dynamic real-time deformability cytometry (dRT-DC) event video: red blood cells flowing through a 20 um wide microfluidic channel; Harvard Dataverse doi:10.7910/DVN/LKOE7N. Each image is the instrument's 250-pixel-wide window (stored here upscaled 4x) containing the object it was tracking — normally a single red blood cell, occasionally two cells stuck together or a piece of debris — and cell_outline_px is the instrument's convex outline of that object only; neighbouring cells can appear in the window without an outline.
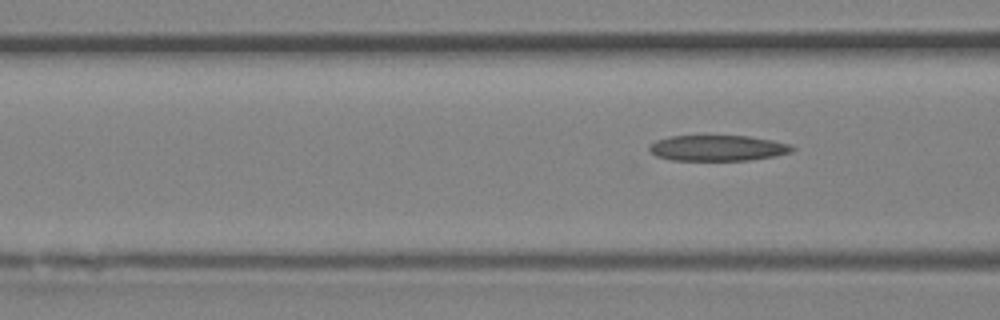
{"species": "Egyptian fruit bat (a non-hibernating species)", "species_latin": "Rousettus aegyptiacus", "temperature_condition": "room temperature", "stored_images_in_passage": 4, "segment_of_instrument_passage": [2, 2], "camera_frame_rate_fps": 3000, "um_per_image_px": 0.085, "animal": {"sex": "female"}, "frame": {"image": 1, "passage_image": 4, "time_ms": 1.0, "image_size_px": [1000, 320], "cell_outline_px": [[796, 148], [792, 152], [776, 156], [748, 160], [672, 160], [656, 156], [648, 148], [648, 144], [656, 140], [672, 136], [748, 136], [772, 140], [788, 144]], "centroid_in_image_um": [61.0, 12.58], "position_along_channel_um": 105.6, "area_um2": 21.39}}